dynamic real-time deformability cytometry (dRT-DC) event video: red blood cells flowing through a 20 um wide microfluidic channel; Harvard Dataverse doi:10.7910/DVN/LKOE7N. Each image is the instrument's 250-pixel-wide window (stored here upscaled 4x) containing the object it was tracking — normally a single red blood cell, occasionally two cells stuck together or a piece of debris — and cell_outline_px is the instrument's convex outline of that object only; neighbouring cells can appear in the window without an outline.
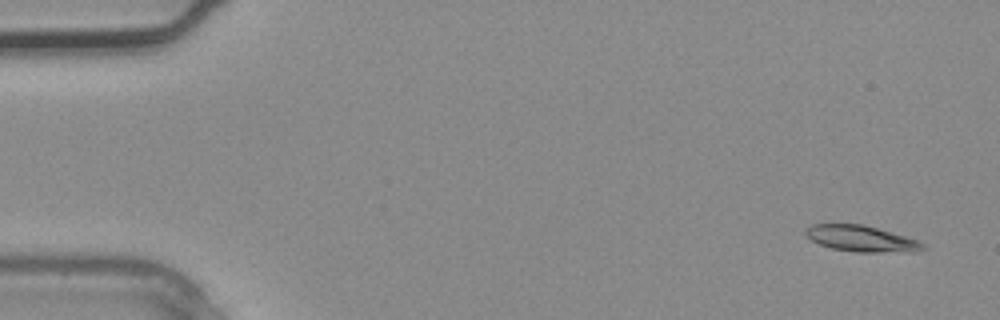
{"species": "common noctule bat (a hibernating species)", "species_latin": "Nyctalus noctula", "temperature_condition": "warm", "stored_images_in_passage": 3, "camera_frame_rate_fps": 3000, "um_per_image_px": 0.085, "animal": {"sex": "male", "body_mass_g": 20.4}, "frame": {"image": 1, "passage_image": 1, "time_ms": 0.0, "image_size_px": [1000, 320], "cell_outline_px": [[928, 248], [912, 252], [856, 252], [832, 248], [820, 244], [804, 236], [804, 228], [812, 224], [864, 224], [904, 236], [916, 240], [924, 244]], "centroid_in_image_um": [73.18, 20.28], "position_along_channel_um": 11.8, "area_um2": 17.86}}
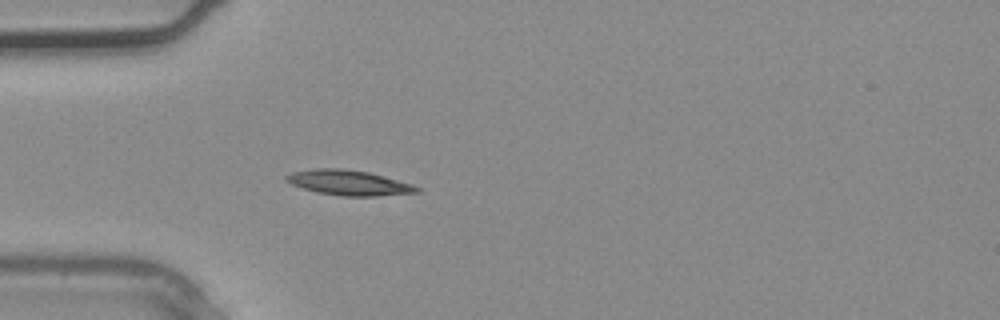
{"frame": {"image": 2, "passage_image": 3, "time_ms": 0.667, "image_size_px": [1000, 320], "cell_outline_px": [[420, 192], [376, 196], [340, 196], [316, 192], [292, 184], [284, 180], [284, 176], [292, 172], [316, 168], [340, 168], [368, 172], [412, 184], [420, 188]], "centroid_in_image_um": [29.62, 15.53], "position_along_channel_um": 55.4, "area_um2": 19.02}}